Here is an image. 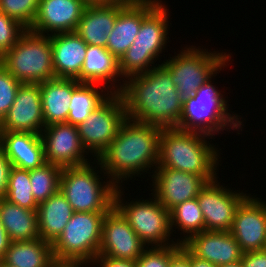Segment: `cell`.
<instances>
[{
    "mask_svg": "<svg viewBox=\"0 0 266 267\" xmlns=\"http://www.w3.org/2000/svg\"><path fill=\"white\" fill-rule=\"evenodd\" d=\"M126 119L123 96L112 92L90 113L86 121L77 126L86 151L97 160L115 139Z\"/></svg>",
    "mask_w": 266,
    "mask_h": 267,
    "instance_id": "obj_11",
    "label": "cell"
},
{
    "mask_svg": "<svg viewBox=\"0 0 266 267\" xmlns=\"http://www.w3.org/2000/svg\"><path fill=\"white\" fill-rule=\"evenodd\" d=\"M128 2L89 4L78 22L75 32L87 45L106 48L119 11Z\"/></svg>",
    "mask_w": 266,
    "mask_h": 267,
    "instance_id": "obj_22",
    "label": "cell"
},
{
    "mask_svg": "<svg viewBox=\"0 0 266 267\" xmlns=\"http://www.w3.org/2000/svg\"><path fill=\"white\" fill-rule=\"evenodd\" d=\"M79 84L77 79L57 77L41 82L44 127L67 122L72 92Z\"/></svg>",
    "mask_w": 266,
    "mask_h": 267,
    "instance_id": "obj_25",
    "label": "cell"
},
{
    "mask_svg": "<svg viewBox=\"0 0 266 267\" xmlns=\"http://www.w3.org/2000/svg\"><path fill=\"white\" fill-rule=\"evenodd\" d=\"M181 249V244L166 247H148L136 260V267H169L171 258Z\"/></svg>",
    "mask_w": 266,
    "mask_h": 267,
    "instance_id": "obj_34",
    "label": "cell"
},
{
    "mask_svg": "<svg viewBox=\"0 0 266 267\" xmlns=\"http://www.w3.org/2000/svg\"><path fill=\"white\" fill-rule=\"evenodd\" d=\"M55 78L77 79L81 83V70L88 45L76 32L50 35Z\"/></svg>",
    "mask_w": 266,
    "mask_h": 267,
    "instance_id": "obj_21",
    "label": "cell"
},
{
    "mask_svg": "<svg viewBox=\"0 0 266 267\" xmlns=\"http://www.w3.org/2000/svg\"><path fill=\"white\" fill-rule=\"evenodd\" d=\"M218 178L206 182L197 200L202 211L206 231H230L236 210L248 196L220 186Z\"/></svg>",
    "mask_w": 266,
    "mask_h": 267,
    "instance_id": "obj_12",
    "label": "cell"
},
{
    "mask_svg": "<svg viewBox=\"0 0 266 267\" xmlns=\"http://www.w3.org/2000/svg\"><path fill=\"white\" fill-rule=\"evenodd\" d=\"M86 7L83 0H40L37 15L29 29L48 36L75 32Z\"/></svg>",
    "mask_w": 266,
    "mask_h": 267,
    "instance_id": "obj_18",
    "label": "cell"
},
{
    "mask_svg": "<svg viewBox=\"0 0 266 267\" xmlns=\"http://www.w3.org/2000/svg\"><path fill=\"white\" fill-rule=\"evenodd\" d=\"M94 162L93 165H98L94 166L95 169L89 162L81 166L64 167L61 171L59 190L74 212H108L114 206L117 186L110 179L100 181L103 179L98 173L105 172L98 160L94 159ZM96 167H100V170H96Z\"/></svg>",
    "mask_w": 266,
    "mask_h": 267,
    "instance_id": "obj_5",
    "label": "cell"
},
{
    "mask_svg": "<svg viewBox=\"0 0 266 267\" xmlns=\"http://www.w3.org/2000/svg\"><path fill=\"white\" fill-rule=\"evenodd\" d=\"M147 248L127 219L113 206L103 219L98 256L136 261Z\"/></svg>",
    "mask_w": 266,
    "mask_h": 267,
    "instance_id": "obj_14",
    "label": "cell"
},
{
    "mask_svg": "<svg viewBox=\"0 0 266 267\" xmlns=\"http://www.w3.org/2000/svg\"><path fill=\"white\" fill-rule=\"evenodd\" d=\"M209 137L176 127L163 128L160 134L159 160L156 168L185 171L201 176L206 182L216 179L220 154L214 144L211 145L205 140Z\"/></svg>",
    "mask_w": 266,
    "mask_h": 267,
    "instance_id": "obj_3",
    "label": "cell"
},
{
    "mask_svg": "<svg viewBox=\"0 0 266 267\" xmlns=\"http://www.w3.org/2000/svg\"><path fill=\"white\" fill-rule=\"evenodd\" d=\"M162 129L127 118L115 139L97 159L105 172L103 176L107 175L106 178L118 187L129 177L132 180L133 176L156 168Z\"/></svg>",
    "mask_w": 266,
    "mask_h": 267,
    "instance_id": "obj_2",
    "label": "cell"
},
{
    "mask_svg": "<svg viewBox=\"0 0 266 267\" xmlns=\"http://www.w3.org/2000/svg\"><path fill=\"white\" fill-rule=\"evenodd\" d=\"M120 76L119 60H117L106 48L88 45L84 64L81 70V83L101 84L106 86L111 93H120L124 83L119 84L118 86L116 82L120 80L125 82V78L118 79L122 78Z\"/></svg>",
    "mask_w": 266,
    "mask_h": 267,
    "instance_id": "obj_24",
    "label": "cell"
},
{
    "mask_svg": "<svg viewBox=\"0 0 266 267\" xmlns=\"http://www.w3.org/2000/svg\"><path fill=\"white\" fill-rule=\"evenodd\" d=\"M62 167L44 163L41 167L29 171L34 200L40 204L59 190Z\"/></svg>",
    "mask_w": 266,
    "mask_h": 267,
    "instance_id": "obj_31",
    "label": "cell"
},
{
    "mask_svg": "<svg viewBox=\"0 0 266 267\" xmlns=\"http://www.w3.org/2000/svg\"><path fill=\"white\" fill-rule=\"evenodd\" d=\"M218 267H243V264L241 261H238V262L228 263L226 265H221Z\"/></svg>",
    "mask_w": 266,
    "mask_h": 267,
    "instance_id": "obj_45",
    "label": "cell"
},
{
    "mask_svg": "<svg viewBox=\"0 0 266 267\" xmlns=\"http://www.w3.org/2000/svg\"><path fill=\"white\" fill-rule=\"evenodd\" d=\"M99 267H136V261L97 256L92 262Z\"/></svg>",
    "mask_w": 266,
    "mask_h": 267,
    "instance_id": "obj_39",
    "label": "cell"
},
{
    "mask_svg": "<svg viewBox=\"0 0 266 267\" xmlns=\"http://www.w3.org/2000/svg\"><path fill=\"white\" fill-rule=\"evenodd\" d=\"M195 47H185V50L182 48L177 56L170 57L161 64L170 74L182 100L193 96L200 86L215 77L222 67L227 66L226 63L231 58L229 53L208 52Z\"/></svg>",
    "mask_w": 266,
    "mask_h": 267,
    "instance_id": "obj_8",
    "label": "cell"
},
{
    "mask_svg": "<svg viewBox=\"0 0 266 267\" xmlns=\"http://www.w3.org/2000/svg\"><path fill=\"white\" fill-rule=\"evenodd\" d=\"M99 85L102 88L105 87L107 91L100 88ZM110 94L111 91H109L106 86L101 84L80 83L72 92V98L69 105V114L66 123L76 126H78L80 123H83L86 121L90 113Z\"/></svg>",
    "mask_w": 266,
    "mask_h": 267,
    "instance_id": "obj_29",
    "label": "cell"
},
{
    "mask_svg": "<svg viewBox=\"0 0 266 267\" xmlns=\"http://www.w3.org/2000/svg\"><path fill=\"white\" fill-rule=\"evenodd\" d=\"M190 263L192 267H217L216 265L210 263L207 260L195 257L191 252H190Z\"/></svg>",
    "mask_w": 266,
    "mask_h": 267,
    "instance_id": "obj_43",
    "label": "cell"
},
{
    "mask_svg": "<svg viewBox=\"0 0 266 267\" xmlns=\"http://www.w3.org/2000/svg\"><path fill=\"white\" fill-rule=\"evenodd\" d=\"M10 243H11V240L5 228L0 222V257L1 258H4L6 251L9 248Z\"/></svg>",
    "mask_w": 266,
    "mask_h": 267,
    "instance_id": "obj_42",
    "label": "cell"
},
{
    "mask_svg": "<svg viewBox=\"0 0 266 267\" xmlns=\"http://www.w3.org/2000/svg\"><path fill=\"white\" fill-rule=\"evenodd\" d=\"M156 169V170H155ZM153 196L167 210L187 200L197 198L206 181L199 175L170 168L152 170Z\"/></svg>",
    "mask_w": 266,
    "mask_h": 267,
    "instance_id": "obj_17",
    "label": "cell"
},
{
    "mask_svg": "<svg viewBox=\"0 0 266 267\" xmlns=\"http://www.w3.org/2000/svg\"><path fill=\"white\" fill-rule=\"evenodd\" d=\"M87 5L89 4H108L118 2H131L132 0H83Z\"/></svg>",
    "mask_w": 266,
    "mask_h": 267,
    "instance_id": "obj_44",
    "label": "cell"
},
{
    "mask_svg": "<svg viewBox=\"0 0 266 267\" xmlns=\"http://www.w3.org/2000/svg\"><path fill=\"white\" fill-rule=\"evenodd\" d=\"M170 227L172 232H174L173 227L183 231L184 236L176 241L179 244H183L191 236L205 230V222L197 198L180 203L170 210Z\"/></svg>",
    "mask_w": 266,
    "mask_h": 267,
    "instance_id": "obj_30",
    "label": "cell"
},
{
    "mask_svg": "<svg viewBox=\"0 0 266 267\" xmlns=\"http://www.w3.org/2000/svg\"><path fill=\"white\" fill-rule=\"evenodd\" d=\"M39 2L40 0H0V11L29 29L37 15Z\"/></svg>",
    "mask_w": 266,
    "mask_h": 267,
    "instance_id": "obj_33",
    "label": "cell"
},
{
    "mask_svg": "<svg viewBox=\"0 0 266 267\" xmlns=\"http://www.w3.org/2000/svg\"><path fill=\"white\" fill-rule=\"evenodd\" d=\"M90 265L91 262L80 260H57L55 259L50 267H83L84 265Z\"/></svg>",
    "mask_w": 266,
    "mask_h": 267,
    "instance_id": "obj_41",
    "label": "cell"
},
{
    "mask_svg": "<svg viewBox=\"0 0 266 267\" xmlns=\"http://www.w3.org/2000/svg\"><path fill=\"white\" fill-rule=\"evenodd\" d=\"M211 82L210 79L200 86L193 96L183 100L182 113L176 128L202 133L210 136L209 139L230 128L242 131L241 125H244L239 120L240 116L228 112V101Z\"/></svg>",
    "mask_w": 266,
    "mask_h": 267,
    "instance_id": "obj_4",
    "label": "cell"
},
{
    "mask_svg": "<svg viewBox=\"0 0 266 267\" xmlns=\"http://www.w3.org/2000/svg\"><path fill=\"white\" fill-rule=\"evenodd\" d=\"M3 264V258L0 257V266Z\"/></svg>",
    "mask_w": 266,
    "mask_h": 267,
    "instance_id": "obj_46",
    "label": "cell"
},
{
    "mask_svg": "<svg viewBox=\"0 0 266 267\" xmlns=\"http://www.w3.org/2000/svg\"><path fill=\"white\" fill-rule=\"evenodd\" d=\"M44 129L41 83H22L7 115L0 122V132H32Z\"/></svg>",
    "mask_w": 266,
    "mask_h": 267,
    "instance_id": "obj_15",
    "label": "cell"
},
{
    "mask_svg": "<svg viewBox=\"0 0 266 267\" xmlns=\"http://www.w3.org/2000/svg\"><path fill=\"white\" fill-rule=\"evenodd\" d=\"M106 213L74 212L63 232L52 243L54 258L92 262L99 253Z\"/></svg>",
    "mask_w": 266,
    "mask_h": 267,
    "instance_id": "obj_10",
    "label": "cell"
},
{
    "mask_svg": "<svg viewBox=\"0 0 266 267\" xmlns=\"http://www.w3.org/2000/svg\"><path fill=\"white\" fill-rule=\"evenodd\" d=\"M11 167L12 164L5 156L0 146V199L5 197Z\"/></svg>",
    "mask_w": 266,
    "mask_h": 267,
    "instance_id": "obj_38",
    "label": "cell"
},
{
    "mask_svg": "<svg viewBox=\"0 0 266 267\" xmlns=\"http://www.w3.org/2000/svg\"><path fill=\"white\" fill-rule=\"evenodd\" d=\"M0 146L14 167L30 171L46 163L40 134L0 132Z\"/></svg>",
    "mask_w": 266,
    "mask_h": 267,
    "instance_id": "obj_23",
    "label": "cell"
},
{
    "mask_svg": "<svg viewBox=\"0 0 266 267\" xmlns=\"http://www.w3.org/2000/svg\"><path fill=\"white\" fill-rule=\"evenodd\" d=\"M165 4L161 2L142 20L141 27L125 54L119 60L121 77L146 73L154 66V61L159 59L162 49L169 37V13ZM168 38V39H167ZM153 64V65H152ZM153 66V67H152Z\"/></svg>",
    "mask_w": 266,
    "mask_h": 267,
    "instance_id": "obj_7",
    "label": "cell"
},
{
    "mask_svg": "<svg viewBox=\"0 0 266 267\" xmlns=\"http://www.w3.org/2000/svg\"><path fill=\"white\" fill-rule=\"evenodd\" d=\"M0 267H10L8 265H5L4 263Z\"/></svg>",
    "mask_w": 266,
    "mask_h": 267,
    "instance_id": "obj_47",
    "label": "cell"
},
{
    "mask_svg": "<svg viewBox=\"0 0 266 267\" xmlns=\"http://www.w3.org/2000/svg\"><path fill=\"white\" fill-rule=\"evenodd\" d=\"M122 185L118 186L114 195V206L127 219L137 236L149 247H166L173 244L170 227V211L161 205L152 194V199L124 202ZM121 187V188H120ZM122 190V191H121ZM125 203V204H124ZM169 240V241H168Z\"/></svg>",
    "mask_w": 266,
    "mask_h": 267,
    "instance_id": "obj_9",
    "label": "cell"
},
{
    "mask_svg": "<svg viewBox=\"0 0 266 267\" xmlns=\"http://www.w3.org/2000/svg\"><path fill=\"white\" fill-rule=\"evenodd\" d=\"M54 260L52 243L38 238L11 241L3 263L10 267H50Z\"/></svg>",
    "mask_w": 266,
    "mask_h": 267,
    "instance_id": "obj_28",
    "label": "cell"
},
{
    "mask_svg": "<svg viewBox=\"0 0 266 267\" xmlns=\"http://www.w3.org/2000/svg\"><path fill=\"white\" fill-rule=\"evenodd\" d=\"M38 228L42 240L53 243L63 232L74 210L60 190L38 204Z\"/></svg>",
    "mask_w": 266,
    "mask_h": 267,
    "instance_id": "obj_26",
    "label": "cell"
},
{
    "mask_svg": "<svg viewBox=\"0 0 266 267\" xmlns=\"http://www.w3.org/2000/svg\"><path fill=\"white\" fill-rule=\"evenodd\" d=\"M183 245L195 256L221 266L241 261L243 251L229 231H202Z\"/></svg>",
    "mask_w": 266,
    "mask_h": 267,
    "instance_id": "obj_20",
    "label": "cell"
},
{
    "mask_svg": "<svg viewBox=\"0 0 266 267\" xmlns=\"http://www.w3.org/2000/svg\"><path fill=\"white\" fill-rule=\"evenodd\" d=\"M250 195L238 206L229 231L243 252L266 246V202Z\"/></svg>",
    "mask_w": 266,
    "mask_h": 267,
    "instance_id": "obj_16",
    "label": "cell"
},
{
    "mask_svg": "<svg viewBox=\"0 0 266 267\" xmlns=\"http://www.w3.org/2000/svg\"><path fill=\"white\" fill-rule=\"evenodd\" d=\"M169 267H192L190 251L181 244V249L171 258Z\"/></svg>",
    "mask_w": 266,
    "mask_h": 267,
    "instance_id": "obj_40",
    "label": "cell"
},
{
    "mask_svg": "<svg viewBox=\"0 0 266 267\" xmlns=\"http://www.w3.org/2000/svg\"><path fill=\"white\" fill-rule=\"evenodd\" d=\"M161 0H132L118 13L112 32L109 34L106 49L120 60L132 45L139 32L142 20Z\"/></svg>",
    "mask_w": 266,
    "mask_h": 267,
    "instance_id": "obj_19",
    "label": "cell"
},
{
    "mask_svg": "<svg viewBox=\"0 0 266 267\" xmlns=\"http://www.w3.org/2000/svg\"><path fill=\"white\" fill-rule=\"evenodd\" d=\"M243 267H266V249L243 252Z\"/></svg>",
    "mask_w": 266,
    "mask_h": 267,
    "instance_id": "obj_37",
    "label": "cell"
},
{
    "mask_svg": "<svg viewBox=\"0 0 266 267\" xmlns=\"http://www.w3.org/2000/svg\"><path fill=\"white\" fill-rule=\"evenodd\" d=\"M26 30L19 21L0 11V58L16 44Z\"/></svg>",
    "mask_w": 266,
    "mask_h": 267,
    "instance_id": "obj_35",
    "label": "cell"
},
{
    "mask_svg": "<svg viewBox=\"0 0 266 267\" xmlns=\"http://www.w3.org/2000/svg\"><path fill=\"white\" fill-rule=\"evenodd\" d=\"M120 93L128 119L162 128L178 126L183 100L160 64L146 73L128 77Z\"/></svg>",
    "mask_w": 266,
    "mask_h": 267,
    "instance_id": "obj_1",
    "label": "cell"
},
{
    "mask_svg": "<svg viewBox=\"0 0 266 267\" xmlns=\"http://www.w3.org/2000/svg\"><path fill=\"white\" fill-rule=\"evenodd\" d=\"M5 199L30 210H37L38 204L34 200L29 171L12 166Z\"/></svg>",
    "mask_w": 266,
    "mask_h": 267,
    "instance_id": "obj_32",
    "label": "cell"
},
{
    "mask_svg": "<svg viewBox=\"0 0 266 267\" xmlns=\"http://www.w3.org/2000/svg\"><path fill=\"white\" fill-rule=\"evenodd\" d=\"M21 84L0 63V122L11 108Z\"/></svg>",
    "mask_w": 266,
    "mask_h": 267,
    "instance_id": "obj_36",
    "label": "cell"
},
{
    "mask_svg": "<svg viewBox=\"0 0 266 267\" xmlns=\"http://www.w3.org/2000/svg\"><path fill=\"white\" fill-rule=\"evenodd\" d=\"M0 63L21 83H41L55 78L50 35L27 29Z\"/></svg>",
    "mask_w": 266,
    "mask_h": 267,
    "instance_id": "obj_6",
    "label": "cell"
},
{
    "mask_svg": "<svg viewBox=\"0 0 266 267\" xmlns=\"http://www.w3.org/2000/svg\"><path fill=\"white\" fill-rule=\"evenodd\" d=\"M40 135L47 163L64 168L81 166L91 162V159L85 158L89 153L82 144L76 125L69 123L50 124L44 127Z\"/></svg>",
    "mask_w": 266,
    "mask_h": 267,
    "instance_id": "obj_13",
    "label": "cell"
},
{
    "mask_svg": "<svg viewBox=\"0 0 266 267\" xmlns=\"http://www.w3.org/2000/svg\"><path fill=\"white\" fill-rule=\"evenodd\" d=\"M0 222L11 241L40 238L37 210L19 207L17 204L1 198Z\"/></svg>",
    "mask_w": 266,
    "mask_h": 267,
    "instance_id": "obj_27",
    "label": "cell"
}]
</instances>
